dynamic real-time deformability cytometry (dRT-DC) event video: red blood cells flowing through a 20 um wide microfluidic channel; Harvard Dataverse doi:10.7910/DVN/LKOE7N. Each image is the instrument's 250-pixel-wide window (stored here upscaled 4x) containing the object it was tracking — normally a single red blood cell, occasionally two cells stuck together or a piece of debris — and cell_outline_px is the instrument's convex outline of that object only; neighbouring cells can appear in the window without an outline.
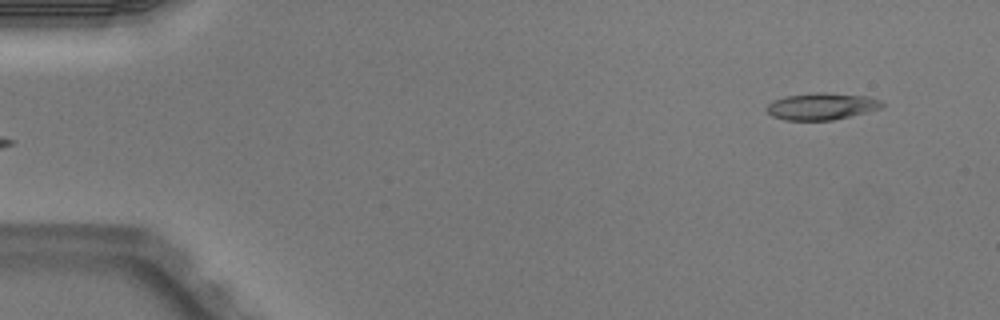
{"species": "Egyptian fruit bat (a non-hibernating species)", "species_latin": "Rousettus aegyptiacus", "temperature_condition": "warm", "stored_images_in_passage": 5, "camera_frame_rate_fps": 3000, "um_per_image_px": 0.085, "animal": {"sex": "male"}, "frame": {"image": 1, "passage_image": 5, "time_ms": 1.333, "image_size_px": [1000, 320], "cell_outline_px": [[884, 104], [880, 108], [832, 120], [784, 120], [772, 116], [764, 108], [772, 100], [788, 96], [812, 92], [824, 92], [868, 96], [880, 100]], "centroid_in_image_um": [69.78, 9.03], "position_along_channel_um": 15.2, "area_um2": 17.98}}